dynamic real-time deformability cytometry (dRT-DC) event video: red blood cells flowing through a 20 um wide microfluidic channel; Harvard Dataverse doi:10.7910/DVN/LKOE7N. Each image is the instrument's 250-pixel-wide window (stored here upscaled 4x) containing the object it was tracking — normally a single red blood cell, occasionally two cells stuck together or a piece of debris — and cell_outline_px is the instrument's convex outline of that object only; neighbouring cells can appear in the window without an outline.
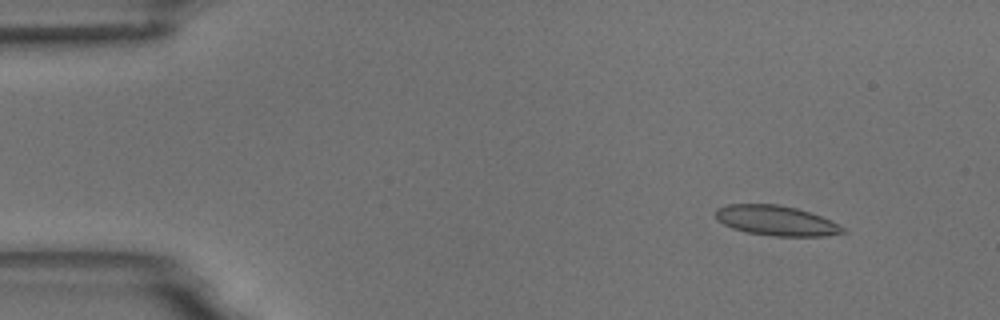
{"species": "common noctule bat (a hibernating species)", "species_latin": "Nyctalus noctula", "temperature_condition": "room temperature", "stored_images_in_passage": 5, "camera_frame_rate_fps": 3000, "um_per_image_px": 0.085, "animal": {"sex": "male", "body_mass_g": 18.8}, "frame": {"image": 1, "passage_image": 2, "time_ms": 1.333, "image_size_px": [1000, 320], "cell_outline_px": [[848, 232], [828, 236], [772, 236], [748, 232], [732, 228], [716, 220], [716, 208], [728, 204], [780, 204], [796, 208], [820, 216], [844, 228]], "centroid_in_image_um": [65.95, 18.75], "position_along_channel_um": 19.0, "area_um2": 22.14}}
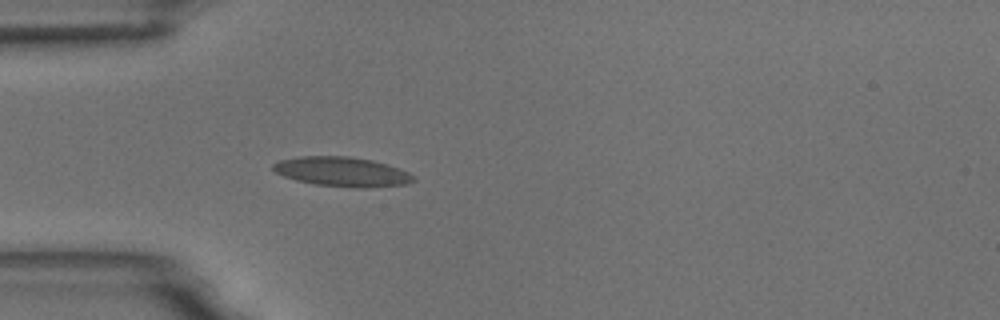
{"frame": {"image": 2, "passage_image": 5, "time_ms": 4.667, "image_size_px": [1000, 320], "cell_outline_px": [[416, 180], [408, 184], [368, 188], [352, 188], [312, 184], [296, 180], [284, 176], [276, 172], [272, 168], [272, 164], [280, 160], [300, 156], [348, 156], [372, 160], [408, 172], [416, 176]], "centroid_in_image_um": [29.08, 14.61], "position_along_channel_um": 55.9, "area_um2": 24.28}}